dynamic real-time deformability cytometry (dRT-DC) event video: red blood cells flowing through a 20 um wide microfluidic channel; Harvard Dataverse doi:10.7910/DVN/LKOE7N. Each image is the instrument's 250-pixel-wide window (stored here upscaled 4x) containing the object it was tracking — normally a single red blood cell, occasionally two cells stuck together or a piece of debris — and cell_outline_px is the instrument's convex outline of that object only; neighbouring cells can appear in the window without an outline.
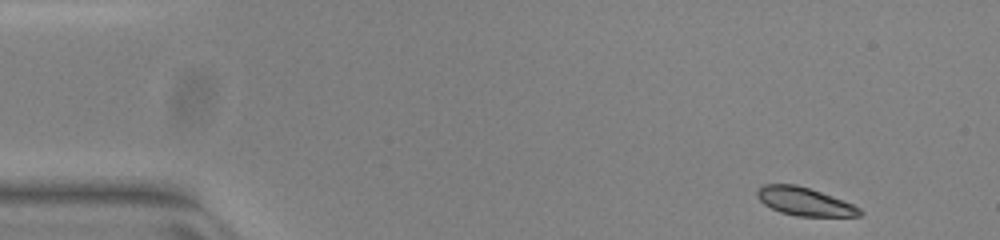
{"species": "common noctule bat (a hibernating species)", "species_latin": "Nyctalus noctula", "temperature_condition": "warm", "stored_images_in_passage": 8, "camera_frame_rate_fps": 3000, "um_per_image_px": 0.085, "animal": {"sex": "female", "body_mass_g": 23.0, "forearm_length_mm": 53.4}, "frame": {"image": 1, "passage_image": 1, "time_ms": 0.0, "image_size_px": [1000, 240], "cell_outline_px": [[864, 212], [860, 216], [796, 216], [780, 212], [764, 204], [756, 196], [756, 192], [764, 184], [796, 184], [844, 200], [860, 208]], "centroid_in_image_um": [68.39, 17.13], "position_along_channel_um": 16.6, "area_um2": 16.76}}